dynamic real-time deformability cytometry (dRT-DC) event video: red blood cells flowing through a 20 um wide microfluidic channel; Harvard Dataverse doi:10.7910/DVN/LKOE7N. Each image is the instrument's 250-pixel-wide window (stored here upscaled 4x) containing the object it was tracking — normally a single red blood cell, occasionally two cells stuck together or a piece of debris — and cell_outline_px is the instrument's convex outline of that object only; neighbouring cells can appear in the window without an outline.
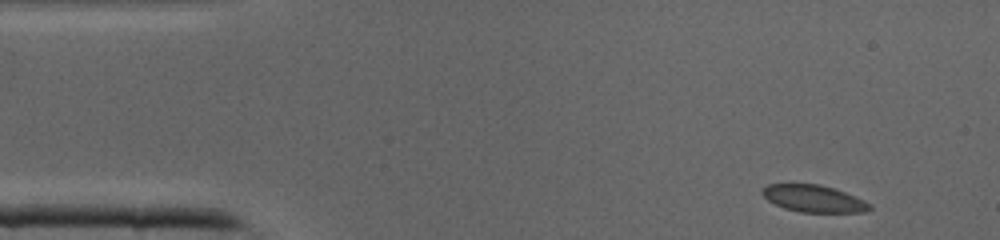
{"species": "common noctule bat (a hibernating species)", "species_latin": "Nyctalus noctula", "temperature_condition": "cold", "stored_images_in_passage": 39, "camera_frame_rate_fps": 3000, "um_per_image_px": 0.085, "animal": {"sex": "male", "body_mass_g": 19.0, "forearm_length_mm": 50.8}, "frame": {"image": 1, "passage_image": 1, "time_ms": 0.0, "image_size_px": [1000, 240], "cell_outline_px": [[872, 208], [864, 212], [800, 212], [784, 208], [768, 200], [760, 192], [768, 184], [820, 184], [836, 188], [864, 200], [872, 204]], "centroid_in_image_um": [69.19, 16.88], "position_along_channel_um": 15.8, "area_um2": 16.94}}
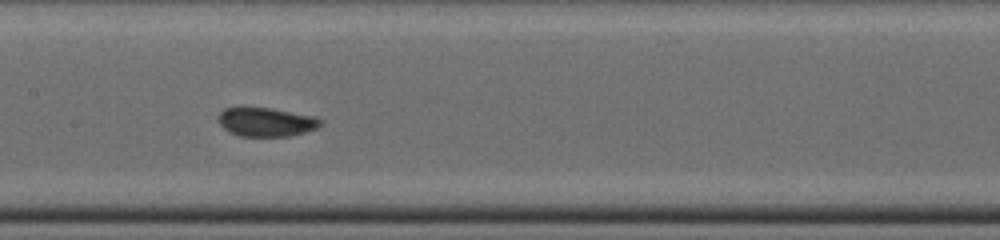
{"frame": {"image": 2, "passage_image": 17, "time_ms": 5.333, "image_size_px": [1000, 240], "cell_outline_px": [[320, 124], [316, 128], [304, 132], [288, 136], [240, 136], [228, 132], [220, 124], [220, 112], [224, 108], [240, 104], [272, 108], [312, 116], [320, 120]], "centroid_in_image_um": [22.52, 10.32], "position_along_channel_um": 184.9, "area_um2": 17.46}}
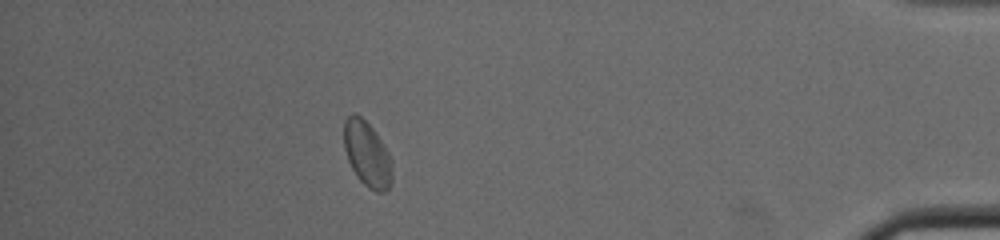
{"frame": {"image": 3, "passage_image": 34, "time_ms": 11.0, "image_size_px": [1000, 240], "cell_outline_px": [[392, 180], [388, 188], [384, 192], [376, 192], [368, 188], [360, 180], [352, 168], [348, 160], [344, 148], [344, 120], [352, 112], [360, 116], [372, 128], [388, 152], [392, 160]], "centroid_in_image_um": [31.2, 13.11], "position_along_channel_um": 404.0, "area_um2": 18.21}}